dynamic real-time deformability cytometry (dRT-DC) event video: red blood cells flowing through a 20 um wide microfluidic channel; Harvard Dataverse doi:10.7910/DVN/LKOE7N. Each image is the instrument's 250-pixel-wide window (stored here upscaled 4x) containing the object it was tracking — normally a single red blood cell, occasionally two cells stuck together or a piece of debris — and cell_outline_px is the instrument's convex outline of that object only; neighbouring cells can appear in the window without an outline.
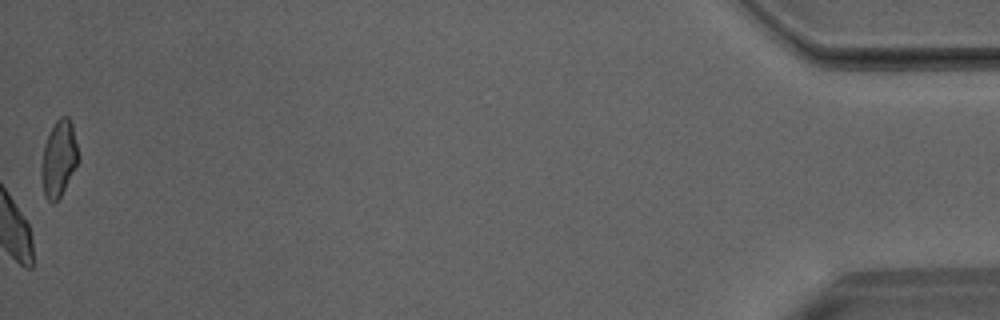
{"species": "Egyptian fruit bat (a non-hibernating species)", "species_latin": "Rousettus aegyptiacus", "temperature_condition": "room temperature", "stored_images_in_passage": 45, "camera_frame_rate_fps": 3000, "um_per_image_px": 0.085, "animal": {"sex": "male"}, "frame": {"image": 1, "passage_image": 45, "time_ms": 14.667, "image_size_px": [1000, 320], "cell_outline_px": [[80, 160], [60, 196], [52, 204], [44, 196], [40, 172], [44, 144], [56, 120], [60, 116], [68, 116], [72, 124], [80, 156]], "centroid_in_image_um": [5.01, 13.48], "position_along_channel_um": 430.2, "area_um2": 16.47}}